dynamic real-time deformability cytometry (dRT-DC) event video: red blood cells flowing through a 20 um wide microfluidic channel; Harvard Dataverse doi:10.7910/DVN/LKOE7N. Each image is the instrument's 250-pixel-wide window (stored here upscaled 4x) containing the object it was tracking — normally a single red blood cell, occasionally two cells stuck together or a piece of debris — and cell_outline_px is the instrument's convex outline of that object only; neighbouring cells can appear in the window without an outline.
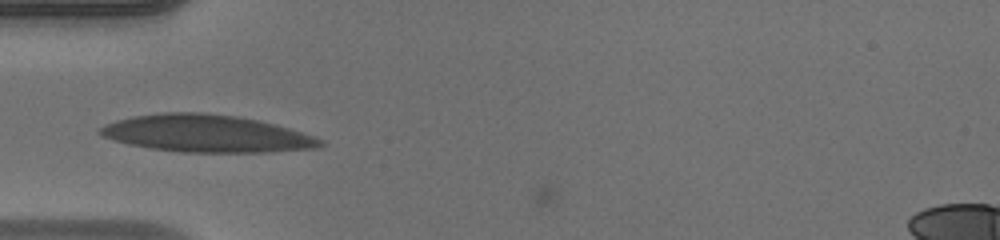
{"species": "human", "species_latin": "Homo sapiens", "temperature_condition": "warm", "stored_images_in_passage": 5, "camera_frame_rate_fps": 3000, "um_per_image_px": 0.085, "donor": {"sex": "male"}, "frame": {"image": 1, "passage_image": 3, "time_ms": 0.667, "image_size_px": [1000, 240], "cell_outline_px": [[324, 144], [320, 148], [264, 152], [184, 152], [152, 148], [128, 144], [112, 140], [100, 136], [96, 132], [104, 124], [116, 120], [132, 116], [160, 112], [204, 112], [236, 116], [276, 124], [324, 140]], "centroid_in_image_um": [17.5, 11.35], "position_along_channel_um": 67.5, "area_um2": 47.92}}